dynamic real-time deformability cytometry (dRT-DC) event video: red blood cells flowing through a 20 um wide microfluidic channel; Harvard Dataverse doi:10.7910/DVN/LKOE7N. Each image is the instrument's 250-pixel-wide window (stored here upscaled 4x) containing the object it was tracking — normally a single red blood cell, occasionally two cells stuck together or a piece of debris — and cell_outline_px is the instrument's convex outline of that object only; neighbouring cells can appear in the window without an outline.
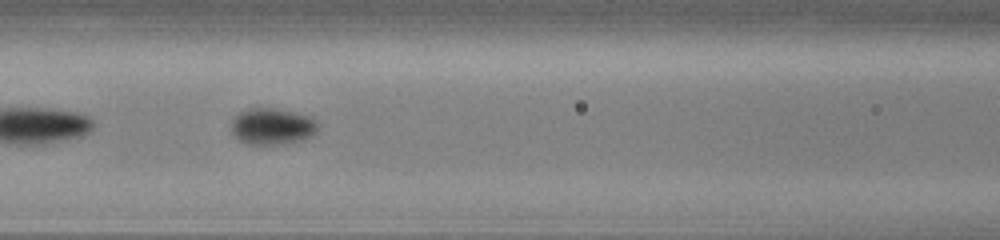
{"species": "common noctule bat (a hibernating species)", "species_latin": "Nyctalus noctula", "temperature_condition": "cold", "stored_images_in_passage": 54, "camera_frame_rate_fps": 3000, "um_per_image_px": 0.085, "animal": {"sex": "male", "body_mass_g": 13.0, "forearm_length_mm": 53.1}, "frame": {"image": 1, "passage_image": 24, "time_ms": 7.667, "image_size_px": [1000, 240], "cell_outline_px": [[316, 132], [312, 136], [284, 144], [248, 144], [240, 140], [232, 132], [232, 120], [240, 112], [248, 108], [276, 108], [308, 116], [316, 120]], "centroid_in_image_um": [23.12, 10.74], "position_along_channel_um": 143.5, "area_um2": 18.09}}
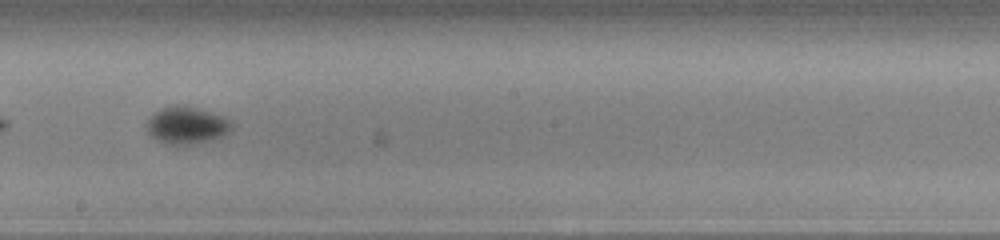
{"frame": {"image": 2, "passage_image": 31, "time_ms": 10.0, "image_size_px": [1000, 240], "cell_outline_px": [[232, 128], [228, 132], [220, 136], [188, 144], [164, 144], [156, 140], [148, 132], [144, 124], [156, 112], [164, 108], [176, 104], [196, 108], [220, 116], [228, 120], [232, 124]], "centroid_in_image_um": [15.79, 10.65], "position_along_channel_um": 232.4, "area_um2": 17.74}}
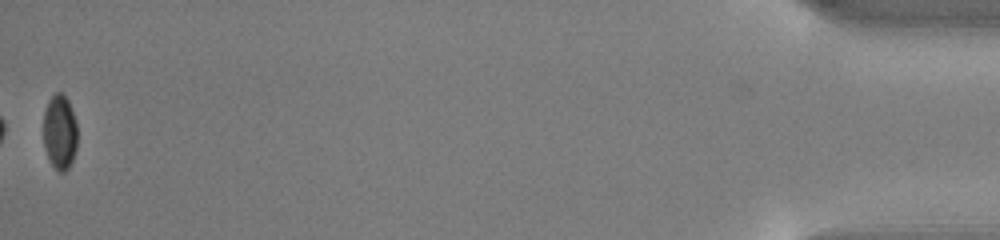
{"frame": {"image": 3, "passage_image": 54, "time_ms": 17.667, "image_size_px": [1000, 240], "cell_outline_px": [[76, 148], [72, 160], [68, 168], [64, 172], [60, 172], [52, 164], [48, 156], [44, 144], [44, 112], [48, 100], [56, 92], [60, 92], [68, 100], [76, 124]], "centroid_in_image_um": [5.07, 11.21], "position_along_channel_um": 430.1, "area_um2": 14.45}, "authors_computed_cell_mechanics": {"area_um2": 17.6579, "velocity_mm_per_s": 3.8249, "shape_relaxation_time_tau1_ms": 1.7474, "shape_relaxation_time_tau2_ms": null, "deformation_change_tau1": 0.052, "deformation_change_tau2": null}}